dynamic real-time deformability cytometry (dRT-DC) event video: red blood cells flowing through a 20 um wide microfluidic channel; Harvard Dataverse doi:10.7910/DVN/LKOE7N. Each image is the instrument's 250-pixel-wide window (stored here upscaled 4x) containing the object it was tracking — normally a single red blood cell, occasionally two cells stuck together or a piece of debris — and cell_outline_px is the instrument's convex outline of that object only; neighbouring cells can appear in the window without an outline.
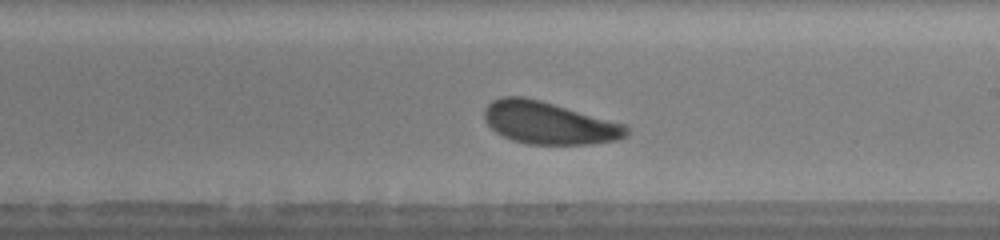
{"species": "human", "species_latin": "Homo sapiens", "temperature_condition": "warm", "stored_images_in_passage": 32, "camera_frame_rate_fps": 3000, "um_per_image_px": 0.085, "donor": {"sex": "male"}, "frame": {"image": 1, "passage_image": 19, "time_ms": 6.333, "image_size_px": [1000, 240], "cell_outline_px": [[628, 136], [616, 140], [592, 144], [528, 144], [512, 140], [496, 132], [484, 120], [484, 108], [492, 100], [500, 96], [524, 96], [540, 100], [624, 124], [628, 128]], "centroid_in_image_um": [46.62, 10.44], "position_along_channel_um": 242.4, "area_um2": 34.97}, "authors_computed_cell_mechanics": {"area_um2": 35.4892, "velocity_mm_per_s": 3.9475, "shape_relaxation_time_tau1_ms": 2.1336, "shape_relaxation_time_tau2_ms": 7.9191, "deformation_change_tau1": 0.1108, "deformation_change_tau2": 0.1522}}